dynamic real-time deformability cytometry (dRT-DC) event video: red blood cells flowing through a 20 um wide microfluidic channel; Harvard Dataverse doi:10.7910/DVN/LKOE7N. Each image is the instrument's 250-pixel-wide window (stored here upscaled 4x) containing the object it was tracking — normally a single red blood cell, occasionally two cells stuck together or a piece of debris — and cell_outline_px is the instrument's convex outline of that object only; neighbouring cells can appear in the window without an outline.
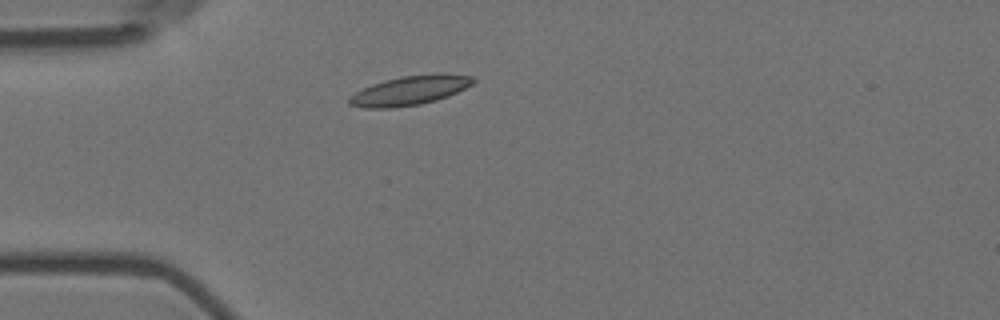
{"species": "Egyptian fruit bat (a non-hibernating species)", "species_latin": "Rousettus aegyptiacus", "temperature_condition": "room temperature", "stored_images_in_passage": 3, "camera_frame_rate_fps": 3000, "um_per_image_px": 0.085, "animal": {"sex": "female"}, "frame": {"image": 1, "passage_image": 2, "time_ms": 0.333, "image_size_px": [1000, 320], "cell_outline_px": [[476, 80], [472, 84], [448, 96], [436, 100], [420, 104], [392, 108], [364, 108], [348, 104], [348, 96], [372, 84], [384, 80], [400, 76], [440, 72], [472, 76]], "centroid_in_image_um": [34.83, 7.67], "position_along_channel_um": 50.2, "area_um2": 21.33}}